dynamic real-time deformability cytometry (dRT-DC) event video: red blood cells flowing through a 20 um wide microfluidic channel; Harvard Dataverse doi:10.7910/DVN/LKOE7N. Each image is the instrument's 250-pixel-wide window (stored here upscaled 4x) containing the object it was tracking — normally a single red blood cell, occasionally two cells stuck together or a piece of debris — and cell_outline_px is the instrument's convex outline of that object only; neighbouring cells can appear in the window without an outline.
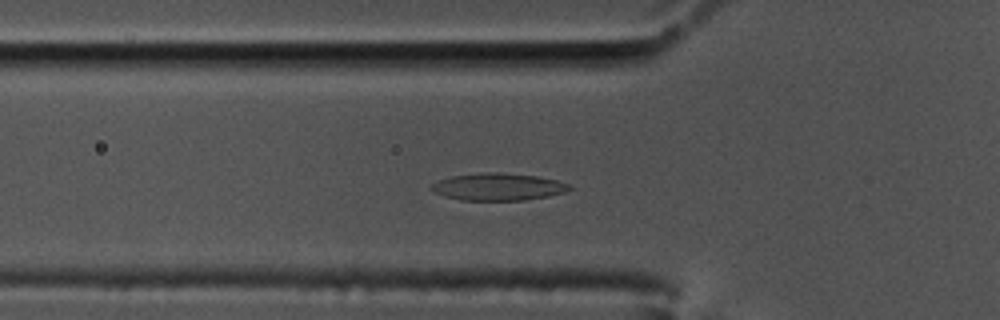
{"species": "common noctule bat (a hibernating species)", "species_latin": "Nyctalus noctula", "temperature_condition": "cold", "stored_images_in_passage": 59, "camera_frame_rate_fps": 3000, "um_per_image_px": 0.085, "animal": {"sex": "male", "body_mass_g": 17.5, "forearm_length_mm": 52.3}, "frame": {"image": 1, "passage_image": 19, "time_ms": 6.0, "image_size_px": [1000, 320], "cell_outline_px": [[572, 188], [564, 192], [548, 196], [524, 200], [460, 200], [444, 196], [428, 188], [432, 184], [440, 180], [452, 176], [480, 172], [500, 172], [536, 176], [556, 180], [568, 184]], "centroid_in_image_um": [42.32, 15.87], "position_along_channel_um": 83.5, "area_um2": 21.79}}
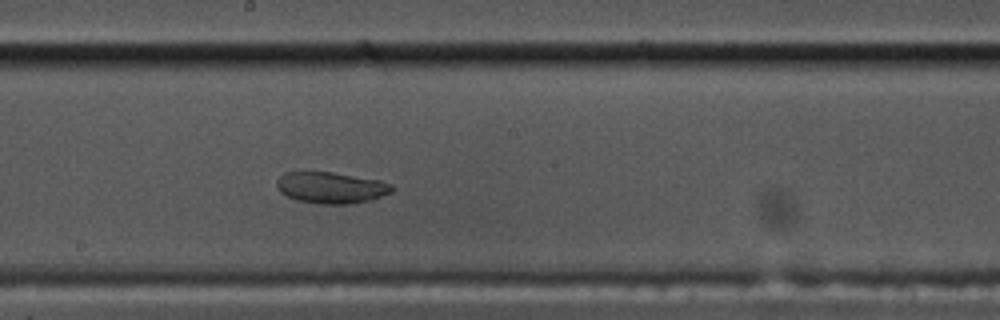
{"frame": {"image": 2, "passage_image": 31, "time_ms": 10.0, "image_size_px": [1000, 320], "cell_outline_px": [[396, 188], [392, 192], [372, 200], [352, 204], [320, 204], [296, 200], [280, 192], [276, 184], [276, 180], [284, 172], [332, 172], [380, 180], [392, 184]], "centroid_in_image_um": [28.18, 15.96], "position_along_channel_um": 220.0, "area_um2": 21.27}}
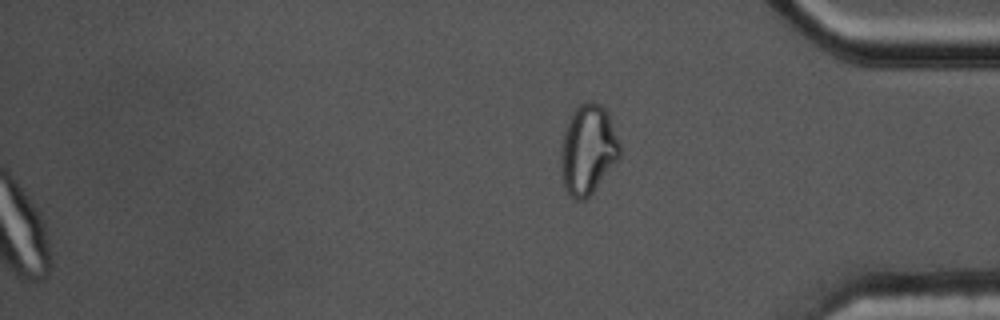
{"frame": {"image": 3, "passage_image": 59, "time_ms": 19.333, "image_size_px": [1000, 320], "cell_outline_px": [[620, 156], [592, 192], [584, 200], [576, 200], [564, 188], [560, 160], [560, 152], [564, 128], [572, 112], [580, 104], [588, 100], [592, 100], [600, 104], [608, 112], [620, 144]], "centroid_in_image_um": [49.95, 12.67], "position_along_channel_um": 385.2, "area_um2": 30.69}}